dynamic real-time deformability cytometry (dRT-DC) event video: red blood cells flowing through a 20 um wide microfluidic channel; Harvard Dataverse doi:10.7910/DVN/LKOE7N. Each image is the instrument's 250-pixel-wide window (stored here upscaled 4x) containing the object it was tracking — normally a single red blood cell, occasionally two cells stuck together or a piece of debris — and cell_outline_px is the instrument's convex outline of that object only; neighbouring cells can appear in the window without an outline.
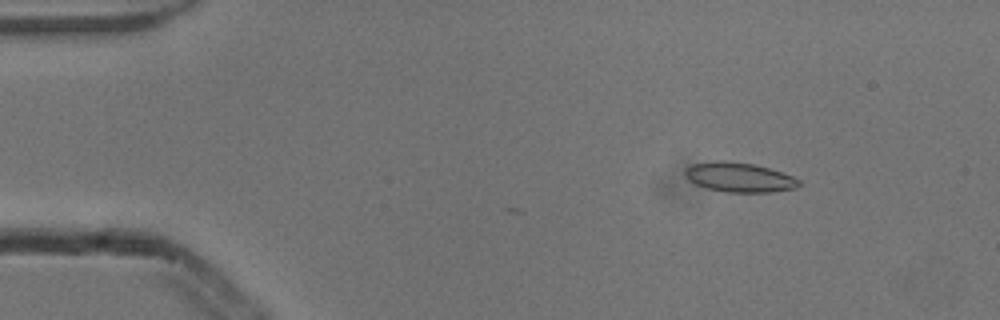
{"species": "common noctule bat (a hibernating species)", "species_latin": "Nyctalus noctula", "temperature_condition": "cold", "stored_images_in_passage": 4, "camera_frame_rate_fps": 3000, "um_per_image_px": 0.085, "animal": {"sex": "male", "body_mass_g": 13.3}, "frame": {"image": 1, "passage_image": 2, "time_ms": 0.333, "image_size_px": [1000, 320], "cell_outline_px": [[800, 184], [796, 188], [772, 192], [724, 192], [704, 188], [688, 180], [684, 172], [692, 164], [716, 160], [724, 160], [756, 164], [792, 176], [800, 180]], "centroid_in_image_um": [62.82, 15.07], "position_along_channel_um": 22.2, "area_um2": 19.71}}